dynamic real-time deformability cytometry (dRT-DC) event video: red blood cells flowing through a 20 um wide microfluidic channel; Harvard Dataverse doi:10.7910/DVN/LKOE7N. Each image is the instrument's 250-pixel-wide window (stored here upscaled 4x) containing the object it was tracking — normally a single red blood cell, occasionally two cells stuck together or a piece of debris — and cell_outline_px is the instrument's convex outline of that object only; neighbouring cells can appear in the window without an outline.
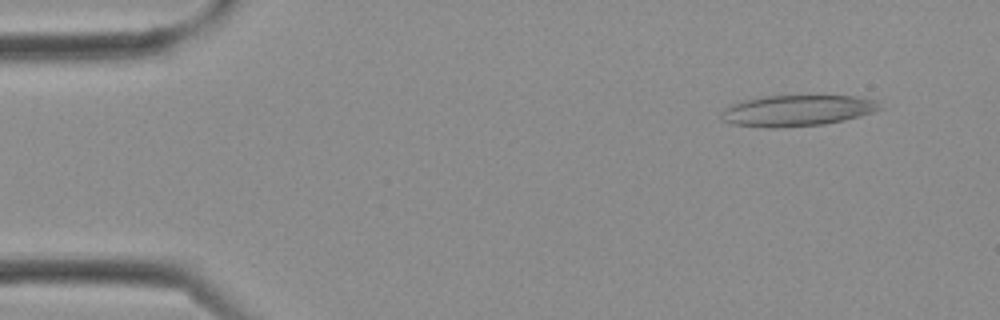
{"species": "Egyptian fruit bat (a non-hibernating species)", "species_latin": "Rousettus aegyptiacus", "temperature_condition": "cold", "stored_images_in_passage": 22, "camera_frame_rate_fps": 3000, "um_per_image_px": 0.085, "frame": {"image": 1, "passage_image": 3, "time_ms": 0.667, "image_size_px": [1000, 320], "cell_outline_px": [[884, 108], [860, 116], [844, 120], [824, 124], [776, 128], [764, 128], [732, 124], [720, 120], [720, 116], [724, 108], [732, 104], [744, 100], [764, 96], [856, 96], [880, 100]], "centroid_in_image_um": [67.77, 9.4], "position_along_channel_um": 17.2, "area_um2": 29.02}}
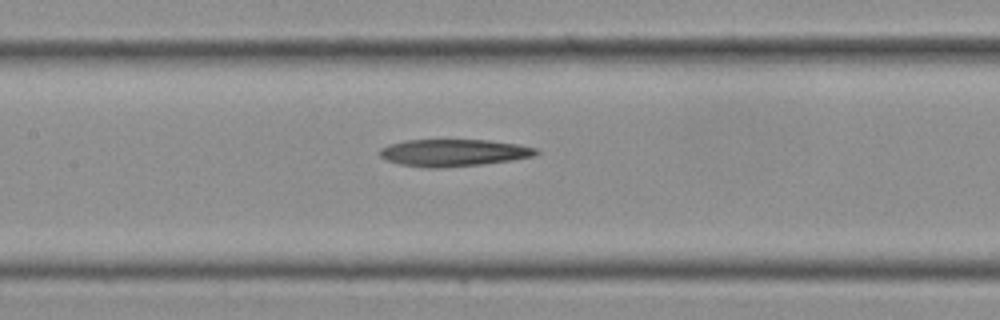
{"frame": {"image": 2, "passage_image": 14, "time_ms": 4.333, "image_size_px": [1000, 320], "cell_outline_px": [[540, 152], [536, 156], [512, 160], [480, 164], [440, 168], [424, 168], [400, 164], [388, 160], [380, 156], [380, 148], [388, 144], [404, 140], [488, 140], [520, 144], [536, 148]], "centroid_in_image_um": [38.57, 12.98], "position_along_channel_um": 168.8, "area_um2": 24.8}}
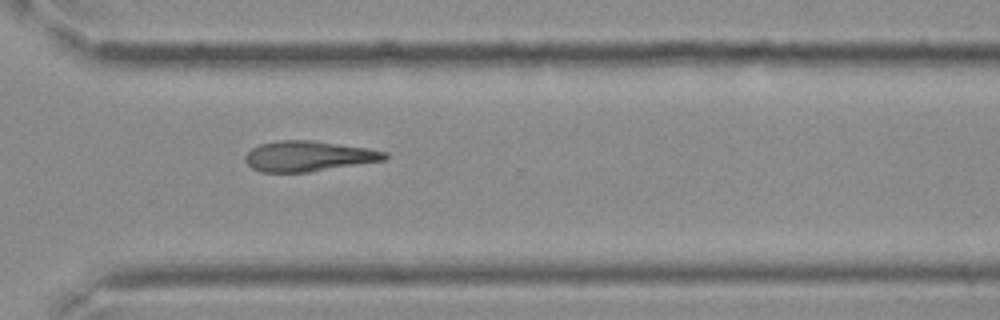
{"frame": {"image": 3, "passage_image": 22, "time_ms": 7.0, "image_size_px": [1000, 320], "cell_outline_px": [[388, 160], [308, 172], [260, 172], [252, 168], [244, 160], [244, 156], [252, 148], [260, 144], [276, 140], [312, 140], [368, 148], [388, 152]], "centroid_in_image_um": [26.24, 13.27], "position_along_channel_um": 344.4, "area_um2": 24.91}}